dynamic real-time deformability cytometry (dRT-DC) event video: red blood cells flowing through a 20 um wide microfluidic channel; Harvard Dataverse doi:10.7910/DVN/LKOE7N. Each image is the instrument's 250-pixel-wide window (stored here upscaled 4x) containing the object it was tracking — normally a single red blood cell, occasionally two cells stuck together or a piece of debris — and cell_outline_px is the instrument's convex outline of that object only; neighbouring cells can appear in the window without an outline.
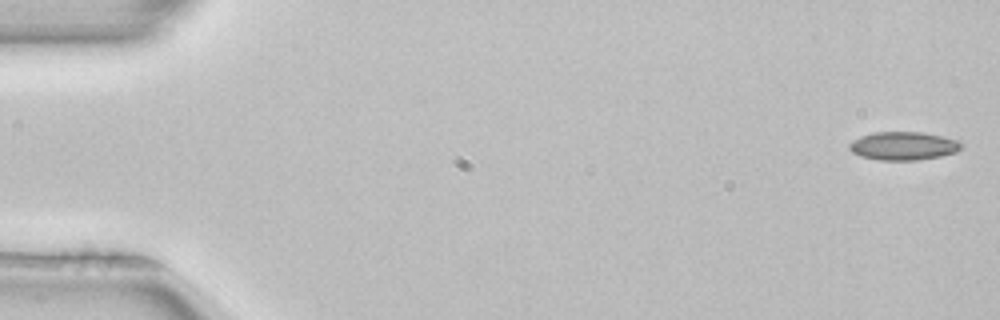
{"species": "common noctule bat (a hibernating species)", "species_latin": "Nyctalus noctula", "temperature_condition": "room temperature", "stored_images_in_passage": 51, "camera_frame_rate_fps": 3000, "um_per_image_px": 0.085, "animal": {"sex": "female", "body_mass_g": 22.7, "forearm_length_mm": 54.2}, "frame": {"image": 1, "passage_image": 1, "time_ms": 0.0, "image_size_px": [1000, 320], "cell_outline_px": [[964, 144], [956, 152], [940, 156], [916, 160], [876, 160], [860, 156], [852, 152], [848, 148], [848, 144], [852, 140], [860, 136], [872, 132], [924, 132], [956, 140]], "centroid_in_image_um": [76.73, 12.4], "position_along_channel_um": 8.3, "area_um2": 18.55}}
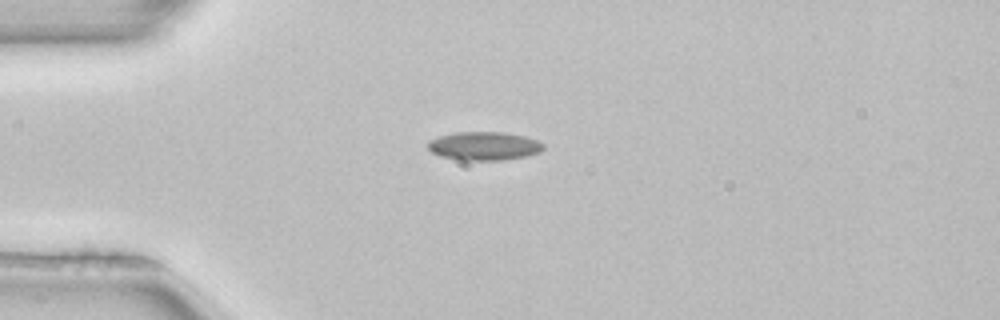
{"frame": {"image": 2, "passage_image": 13, "time_ms": 4.0, "image_size_px": [1000, 320], "cell_outline_px": [[544, 148], [540, 152], [528, 156], [504, 160], [460, 160], [440, 156], [432, 152], [428, 148], [428, 140], [440, 136], [456, 132], [504, 132], [524, 136], [536, 140], [544, 144]], "centroid_in_image_um": [41.15, 12.41], "position_along_channel_um": 43.8, "area_um2": 19.25}}
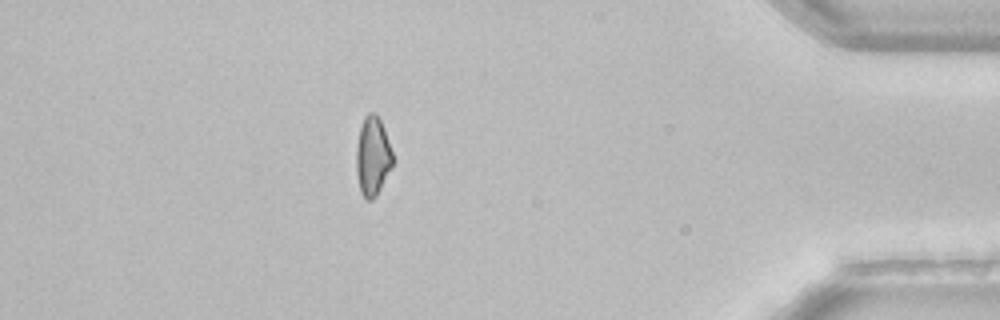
{"frame": {"image": 3, "passage_image": 45, "time_ms": 14.667, "image_size_px": [1000, 320], "cell_outline_px": [[396, 160], [392, 168], [376, 196], [372, 200], [364, 200], [360, 192], [356, 172], [356, 148], [360, 128], [364, 116], [368, 112], [376, 112], [384, 128]], "centroid_in_image_um": [31.69, 13.3], "position_along_channel_um": 403.5, "area_um2": 17.28}}